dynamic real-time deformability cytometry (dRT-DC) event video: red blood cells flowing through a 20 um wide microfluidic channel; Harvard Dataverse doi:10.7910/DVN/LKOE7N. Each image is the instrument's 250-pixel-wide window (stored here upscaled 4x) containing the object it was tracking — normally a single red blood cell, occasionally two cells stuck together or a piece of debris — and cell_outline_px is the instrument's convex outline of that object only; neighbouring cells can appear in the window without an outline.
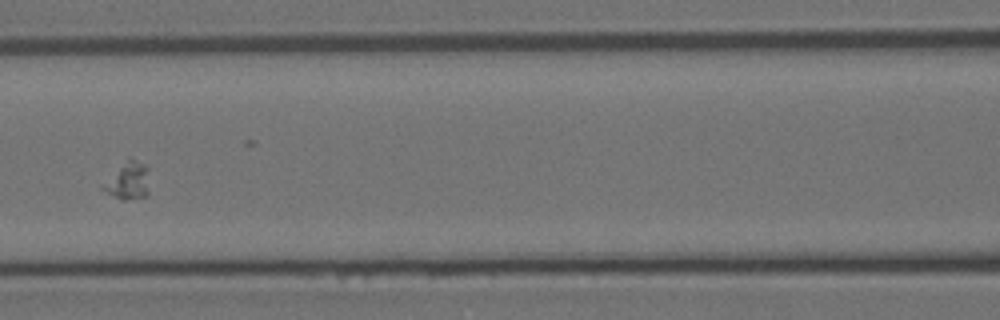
{"species": "Egyptian fruit bat (a non-hibernating species)", "species_latin": "Rousettus aegyptiacus", "temperature_condition": "room temperature", "stored_images_in_passage": 7, "camera_frame_rate_fps": 3000, "um_per_image_px": 0.085, "animal": {"sex": "female"}, "frame": {"image": 1, "passage_image": 6, "time_ms": 5.667, "image_size_px": [1000, 320], "cell_outline_px": [[148, 196], [124, 200], [100, 188], [100, 184], [128, 156], [148, 164]], "centroid_in_image_um": [10.89, 15.3], "position_along_channel_um": 155.7, "area_um2": 10.46}}